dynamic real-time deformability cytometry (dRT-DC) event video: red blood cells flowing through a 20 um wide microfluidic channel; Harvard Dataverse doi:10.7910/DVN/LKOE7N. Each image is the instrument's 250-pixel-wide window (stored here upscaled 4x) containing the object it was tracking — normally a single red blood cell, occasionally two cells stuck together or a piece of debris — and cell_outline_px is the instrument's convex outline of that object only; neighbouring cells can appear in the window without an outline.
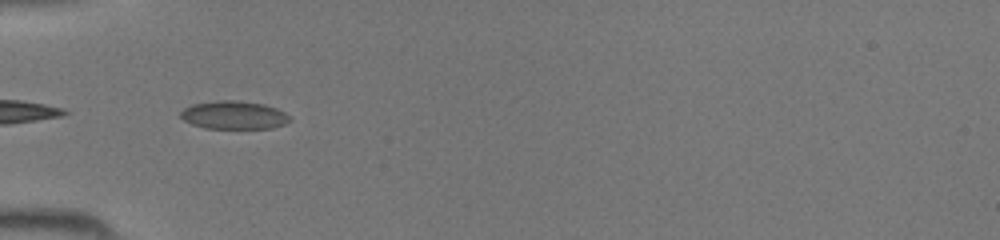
{"species": "common noctule bat (a hibernating species)", "species_latin": "Nyctalus noctula", "temperature_condition": "room temperature", "stored_images_in_passage": 33, "camera_frame_rate_fps": 3000, "um_per_image_px": 0.085, "animal": {"sex": "female", "body_mass_g": 19.5, "forearm_length_mm": 54.1}, "frame": {"image": 1, "passage_image": 16, "time_ms": 5.0, "image_size_px": [1000, 240], "cell_outline_px": [[292, 120], [284, 124], [272, 128], [204, 128], [192, 124], [184, 120], [180, 116], [180, 112], [184, 108], [192, 104], [220, 100], [236, 100], [264, 104], [276, 108], [284, 112]], "centroid_in_image_um": [19.87, 9.78], "position_along_channel_um": 65.1, "area_um2": 17.86}}
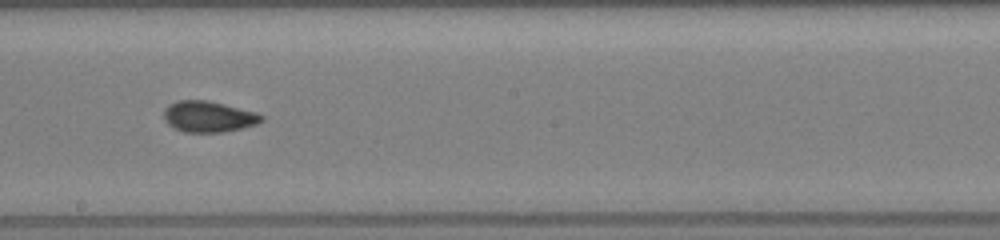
{"frame": {"image": 2, "passage_image": 27, "time_ms": 8.667, "image_size_px": [1000, 240], "cell_outline_px": [[264, 120], [256, 124], [224, 132], [184, 132], [172, 128], [164, 120], [164, 108], [168, 104], [176, 100], [208, 100], [256, 112], [264, 116]], "centroid_in_image_um": [17.69, 9.91], "position_along_channel_um": 230.5, "area_um2": 17.8}}
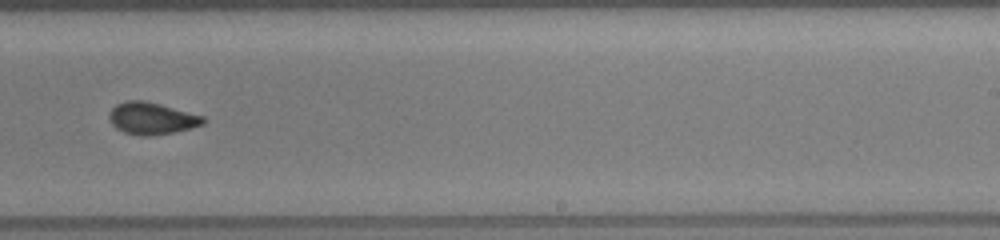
{"frame": {"image": 3, "passage_image": 30, "time_ms": 9.667, "image_size_px": [1000, 240], "cell_outline_px": [[208, 120], [204, 124], [172, 132], [152, 136], [140, 136], [124, 132], [116, 128], [112, 124], [108, 116], [112, 108], [116, 104], [128, 100], [144, 100], [160, 104], [204, 116]], "centroid_in_image_um": [12.89, 10.06], "position_along_channel_um": 276.1, "area_um2": 17.51}}